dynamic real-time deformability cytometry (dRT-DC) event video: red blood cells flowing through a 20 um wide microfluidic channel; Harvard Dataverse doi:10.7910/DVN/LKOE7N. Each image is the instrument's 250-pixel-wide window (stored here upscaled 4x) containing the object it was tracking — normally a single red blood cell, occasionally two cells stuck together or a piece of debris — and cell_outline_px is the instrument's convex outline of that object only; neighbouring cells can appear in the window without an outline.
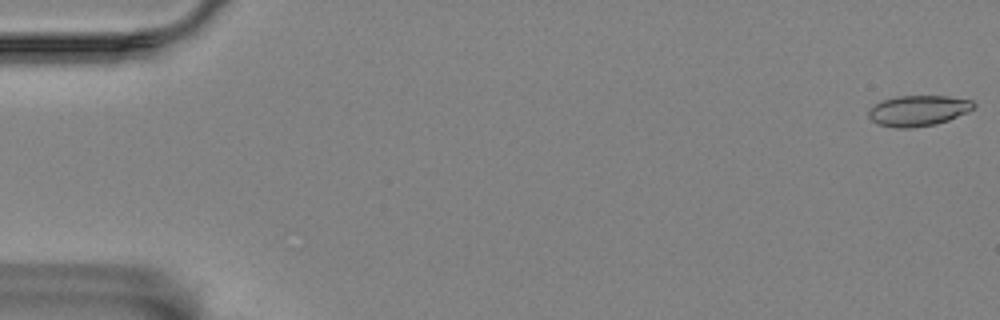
{"species": "Egyptian fruit bat (a non-hibernating species)", "species_latin": "Rousettus aegyptiacus", "temperature_condition": "room temperature", "stored_images_in_passage": 57, "camera_frame_rate_fps": 3000, "um_per_image_px": 0.085, "animal": {"sex": "female"}, "frame": {"image": 1, "passage_image": 1, "time_ms": 0.0, "image_size_px": [1000, 320], "cell_outline_px": [[976, 104], [968, 112], [948, 120], [936, 124], [912, 128], [896, 128], [876, 124], [868, 116], [868, 108], [884, 100], [896, 96], [948, 96], [972, 100]], "centroid_in_image_um": [78.03, 9.41], "position_along_channel_um": 7.0, "area_um2": 18.84}}
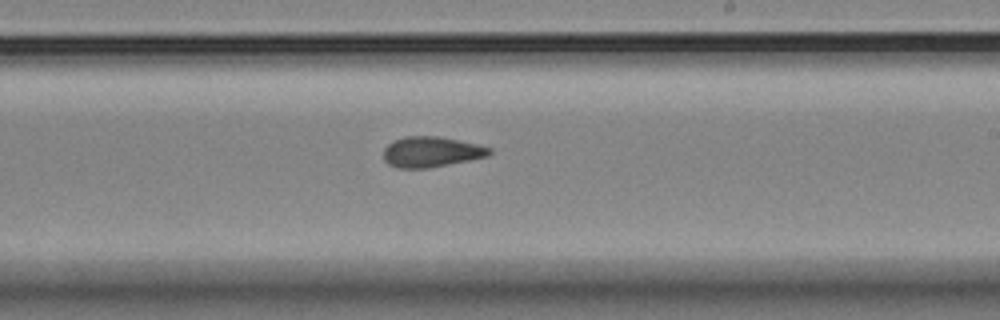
{"frame": {"image": 2, "passage_image": 34, "time_ms": 11.0, "image_size_px": [1000, 320], "cell_outline_px": [[492, 152], [488, 156], [428, 168], [396, 168], [388, 164], [384, 160], [384, 148], [388, 144], [404, 136], [440, 136], [476, 144], [492, 148]], "centroid_in_image_um": [36.64, 12.91], "position_along_channel_um": 252.4, "area_um2": 18.73}}
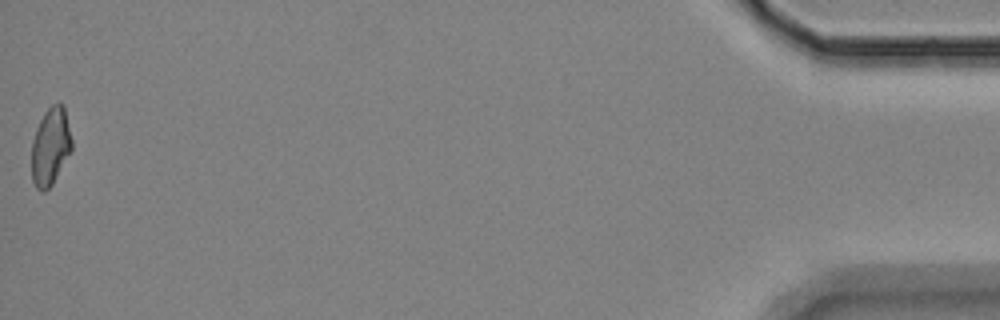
{"frame": {"image": 3, "passage_image": 57, "time_ms": 18.667, "image_size_px": [1000, 320], "cell_outline_px": [[72, 148], [52, 184], [44, 192], [40, 192], [36, 188], [32, 180], [32, 140], [36, 128], [44, 112], [52, 104], [60, 100], [64, 104], [72, 140]], "centroid_in_image_um": [4.29, 12.41], "position_along_channel_um": 430.9, "area_um2": 18.26}, "authors_computed_cell_mechanics": {"area_um2": 18.7272, "velocity_mm_per_s": 3.5402, "shape_relaxation_time_tau1_ms": null, "shape_relaxation_time_tau2_ms": 1.8681, "deformation_change_tau1": null, "deformation_change_tau2": 0.0846}}